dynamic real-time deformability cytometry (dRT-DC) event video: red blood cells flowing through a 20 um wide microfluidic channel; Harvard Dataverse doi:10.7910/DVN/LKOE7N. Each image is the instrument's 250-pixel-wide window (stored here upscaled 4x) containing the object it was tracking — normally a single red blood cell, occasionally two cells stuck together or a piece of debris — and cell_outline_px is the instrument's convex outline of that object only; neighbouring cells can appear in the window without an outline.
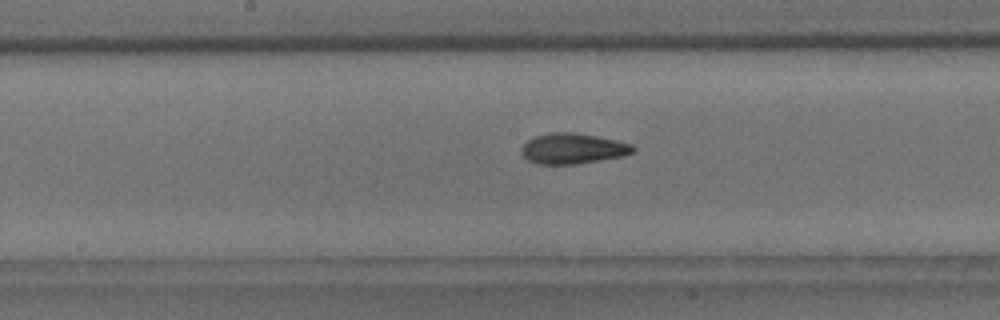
{"species": "common noctule bat (a hibernating species)", "species_latin": "Nyctalus noctula", "temperature_condition": "room temperature", "stored_images_in_passage": 40, "camera_frame_rate_fps": 3000, "um_per_image_px": 0.085, "animal": {"sex": "male", "body_mass_g": 18.8}, "frame": {"image": 1, "passage_image": 12, "time_ms": 3.667, "image_size_px": [1000, 320], "cell_outline_px": [[636, 148], [632, 152], [624, 156], [576, 164], [536, 164], [528, 160], [520, 152], [520, 148], [528, 140], [536, 136], [552, 132], [572, 132], [596, 136], [616, 140], [632, 144]], "centroid_in_image_um": [48.68, 12.63], "position_along_channel_um": 199.5, "area_um2": 19.83}}
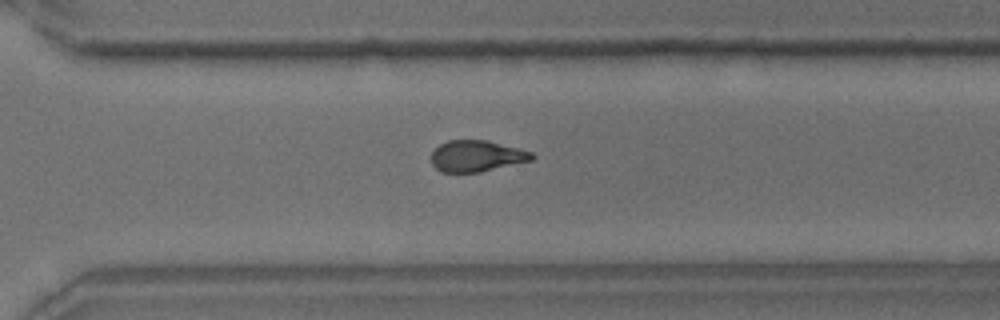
{"frame": {"image": 2, "passage_image": 23, "time_ms": 7.333, "image_size_px": [1000, 320], "cell_outline_px": [[536, 156], [532, 160], [480, 172], [444, 172], [436, 168], [432, 164], [432, 152], [440, 144], [448, 140], [488, 140], [532, 152]], "centroid_in_image_um": [40.52, 13.26], "position_along_channel_um": 330.1, "area_um2": 18.21}}
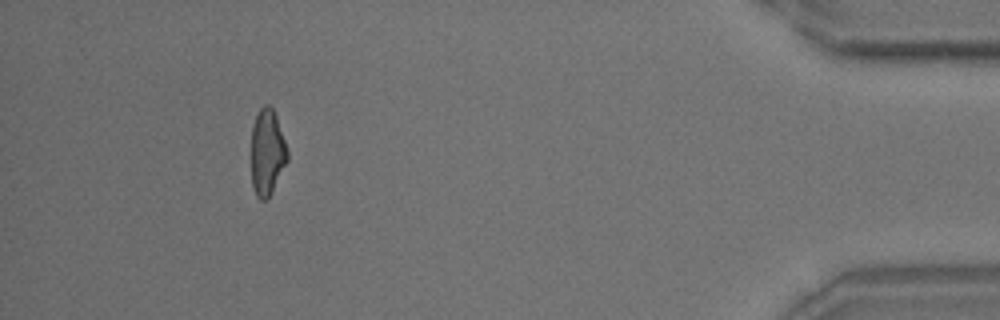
{"frame": {"image": 3, "passage_image": 35, "time_ms": 11.333, "image_size_px": [1000, 320], "cell_outline_px": [[288, 160], [268, 200], [260, 200], [256, 196], [252, 184], [252, 124], [260, 108], [264, 104], [268, 104], [272, 108], [276, 116], [288, 148]], "centroid_in_image_um": [22.72, 12.96], "position_along_channel_um": 412.5, "area_um2": 18.26}, "authors_computed_cell_mechanics": {"area_um2": 19.3052, "velocity_mm_per_s": 3.5796, "shape_relaxation_time_tau1_ms": 6.0538, "shape_relaxation_time_tau2_ms": 2.4607, "deformation_change_tau1": 0.1677, "deformation_change_tau2": 0.0996}}